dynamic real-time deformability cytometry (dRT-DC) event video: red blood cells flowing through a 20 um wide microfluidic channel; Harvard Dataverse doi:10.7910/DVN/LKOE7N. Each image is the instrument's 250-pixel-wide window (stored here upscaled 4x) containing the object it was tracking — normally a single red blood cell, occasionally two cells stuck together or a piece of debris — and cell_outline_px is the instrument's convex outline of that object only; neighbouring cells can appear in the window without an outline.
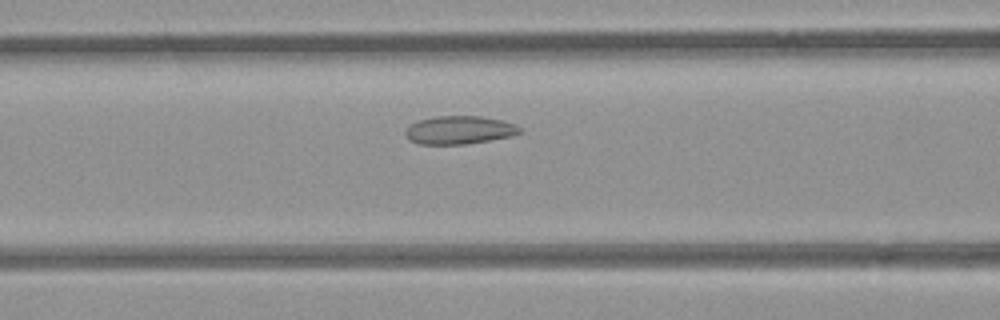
{"species": "common noctule bat (a hibernating species)", "species_latin": "Nyctalus noctula", "temperature_condition": "room temperature", "stored_images_in_passage": 48, "camera_frame_rate_fps": 3000, "um_per_image_px": 0.085, "animal": {"sex": "female", "body_mass_g": 21.9}, "frame": {"image": 1, "passage_image": 16, "time_ms": 5.0, "image_size_px": [1000, 320], "cell_outline_px": [[524, 132], [512, 136], [464, 144], [420, 144], [408, 140], [404, 132], [412, 124], [420, 120], [436, 116], [480, 116], [500, 120], [512, 124], [520, 128]], "centroid_in_image_um": [39.03, 11.06], "position_along_channel_um": 127.6, "area_um2": 18.55}}
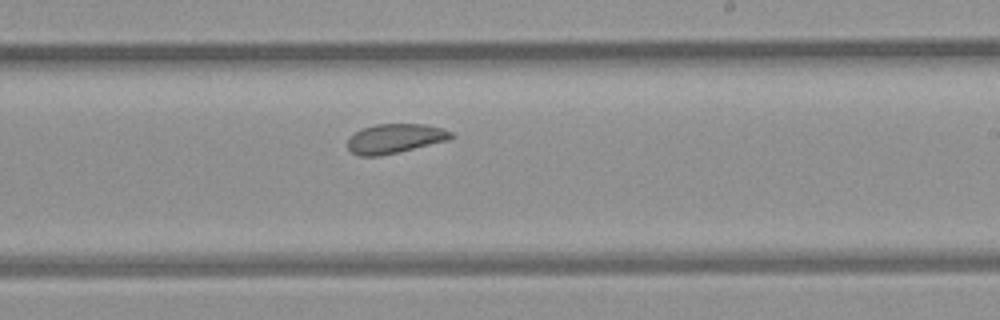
{"frame": {"image": 2, "passage_image": 26, "time_ms": 8.333, "image_size_px": [1000, 320], "cell_outline_px": [[456, 136], [448, 140], [380, 156], [360, 156], [352, 152], [348, 148], [348, 140], [356, 132], [364, 128], [376, 124], [424, 124], [444, 128], [452, 132]], "centroid_in_image_um": [33.61, 11.77], "position_along_channel_um": 255.4, "area_um2": 17.57}}
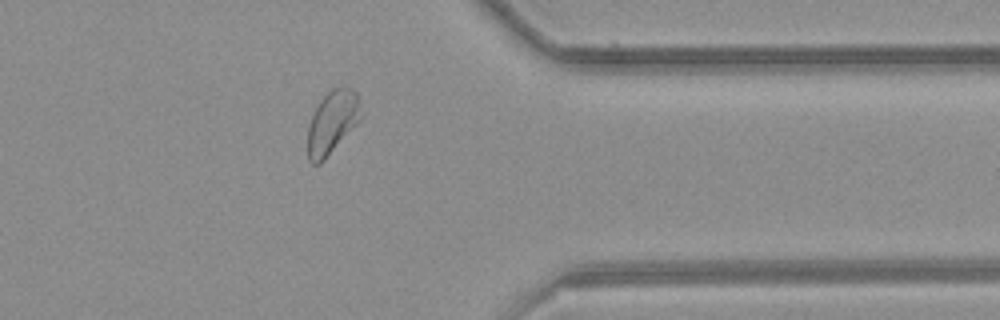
{"frame": {"image": 3, "passage_image": 37, "time_ms": 12.0, "image_size_px": [1000, 320], "cell_outline_px": [[364, 116], [324, 160], [320, 164], [312, 164], [308, 160], [308, 128], [312, 112], [320, 100], [332, 88], [352, 88], [356, 92]], "centroid_in_image_um": [28.25, 10.4], "position_along_channel_um": 383.2, "area_um2": 19.65}, "authors_computed_cell_mechanics": {"area_um2": 19.6809, "velocity_mm_per_s": 3.8367, "shape_relaxation_time_tau1_ms": null, "shape_relaxation_time_tau2_ms": 2.1513, "deformation_change_tau1": null, "deformation_change_tau2": 0.0754}}